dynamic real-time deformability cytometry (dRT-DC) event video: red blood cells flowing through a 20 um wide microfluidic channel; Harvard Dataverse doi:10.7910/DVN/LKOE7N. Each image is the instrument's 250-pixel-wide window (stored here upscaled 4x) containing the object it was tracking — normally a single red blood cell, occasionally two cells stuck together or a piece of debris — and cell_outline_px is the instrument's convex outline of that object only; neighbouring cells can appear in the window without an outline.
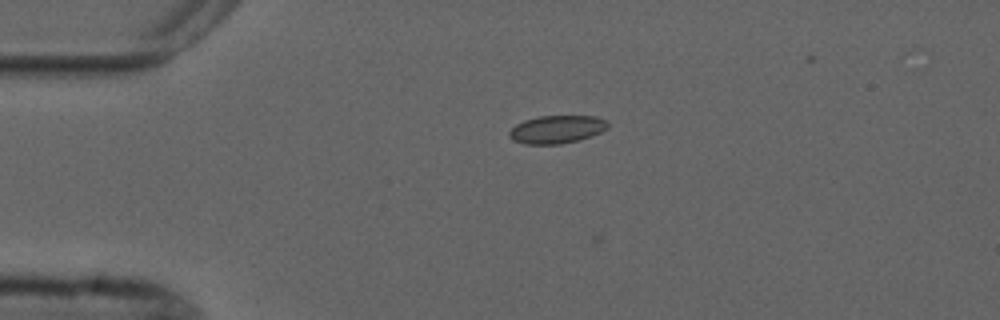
{"species": "common noctule bat (a hibernating species)", "species_latin": "Nyctalus noctula", "temperature_condition": "cold", "stored_images_in_passage": 5, "camera_frame_rate_fps": 3000, "um_per_image_px": 0.085, "animal": {"sex": "male", "forearm_length_mm": 52.5}, "frame": {"image": 1, "passage_image": 4, "time_ms": 4.333, "image_size_px": [1000, 320], "cell_outline_px": [[608, 128], [600, 132], [580, 140], [560, 144], [524, 144], [512, 140], [508, 136], [508, 132], [516, 124], [524, 120], [540, 116], [596, 116], [608, 120]], "centroid_in_image_um": [47.32, 11.0], "position_along_channel_um": 37.7, "area_um2": 16.18}}